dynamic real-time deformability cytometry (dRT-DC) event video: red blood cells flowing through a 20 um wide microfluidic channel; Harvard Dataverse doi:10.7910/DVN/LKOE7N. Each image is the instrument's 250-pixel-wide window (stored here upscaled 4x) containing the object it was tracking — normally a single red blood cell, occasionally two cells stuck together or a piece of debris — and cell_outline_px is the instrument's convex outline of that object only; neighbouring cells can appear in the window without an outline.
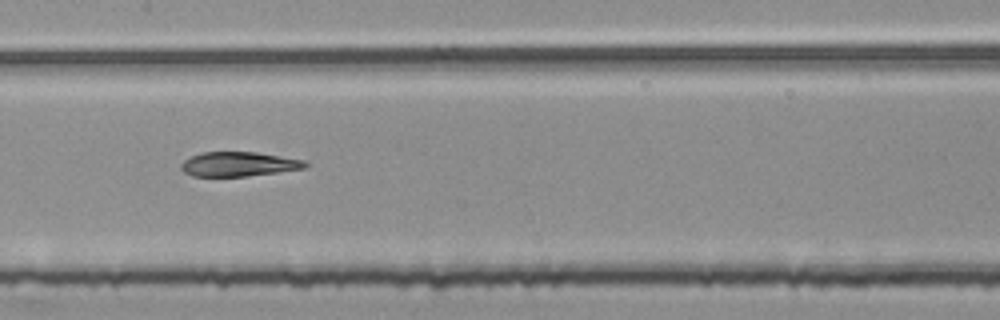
{"species": "common noctule bat (a hibernating species)", "species_latin": "Nyctalus noctula", "temperature_condition": "room temperature", "stored_images_in_passage": 54, "segment_of_instrument_passage": [2, 2], "camera_frame_rate_fps": 3000, "um_per_image_px": 0.085, "animal": {"sex": "female", "body_mass_g": 25.1}, "frame": {"image": 1, "passage_image": 27, "time_ms": 8.667, "image_size_px": [1000, 320], "cell_outline_px": [[308, 164], [304, 168], [248, 176], [192, 176], [184, 172], [180, 168], [180, 164], [184, 160], [200, 152], [256, 152], [304, 160]], "centroid_in_image_um": [20.24, 13.95], "position_along_channel_um": 187.2, "area_um2": 17.57}}
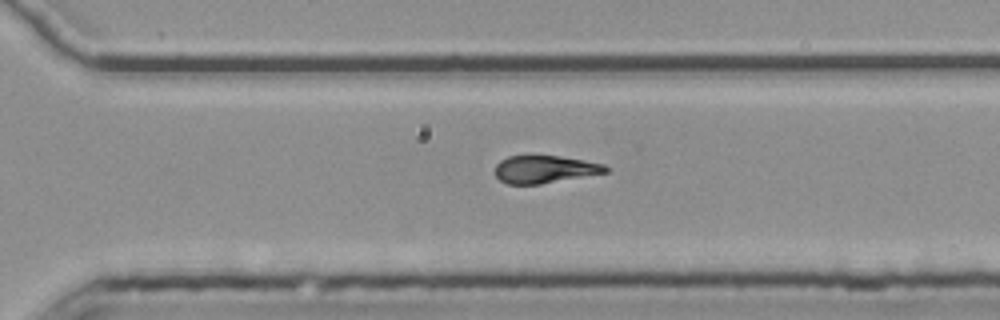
{"frame": {"image": 2, "passage_image": 38, "time_ms": 12.333, "image_size_px": [1000, 320], "cell_outline_px": [[612, 168], [608, 172], [540, 184], [508, 184], [500, 180], [496, 176], [496, 164], [500, 160], [508, 156], [560, 156], [584, 160], [604, 164]], "centroid_in_image_um": [46.33, 14.39], "position_along_channel_um": 324.3, "area_um2": 17.74}}
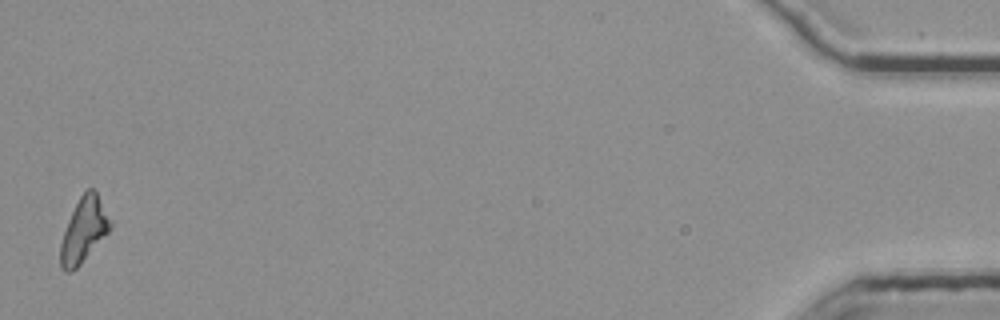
{"frame": {"image": 3, "passage_image": 54, "time_ms": 17.667, "image_size_px": [1000, 320], "cell_outline_px": [[112, 228], [80, 264], [72, 272], [64, 272], [60, 268], [60, 244], [68, 220], [80, 196], [88, 188], [92, 188], [96, 192], [112, 224]], "centroid_in_image_um": [7.1, 19.6], "position_along_channel_um": 428.1, "area_um2": 18.38}}